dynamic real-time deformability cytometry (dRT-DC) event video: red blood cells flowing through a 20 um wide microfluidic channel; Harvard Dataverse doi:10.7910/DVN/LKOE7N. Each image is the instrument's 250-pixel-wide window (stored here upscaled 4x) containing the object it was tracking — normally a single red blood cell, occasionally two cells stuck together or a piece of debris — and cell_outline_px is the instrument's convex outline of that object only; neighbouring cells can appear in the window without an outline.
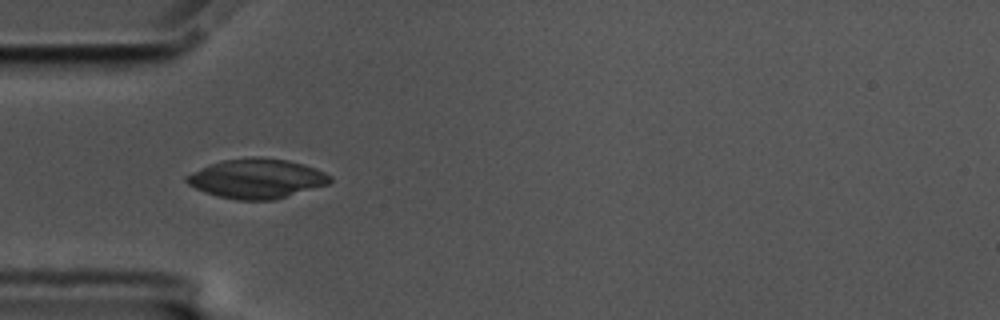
{"species": "common noctule bat (a hibernating species)", "species_latin": "Nyctalus noctula", "temperature_condition": "cold", "stored_images_in_passage": 41, "camera_frame_rate_fps": 3000, "um_per_image_px": 0.085, "animal": {"sex": "male", "body_mass_g": 17.5, "forearm_length_mm": 52.3}, "frame": {"image": 1, "passage_image": 1, "time_ms": 0.0, "image_size_px": [1000, 320], "cell_outline_px": [[332, 180], [328, 184], [276, 200], [236, 200], [216, 196], [204, 192], [188, 184], [184, 180], [184, 176], [192, 172], [220, 160], [252, 156], [256, 156], [288, 160], [304, 164], [316, 168], [332, 176]], "centroid_in_image_um": [21.82, 15.18], "position_along_channel_um": 63.2, "area_um2": 33.41}}
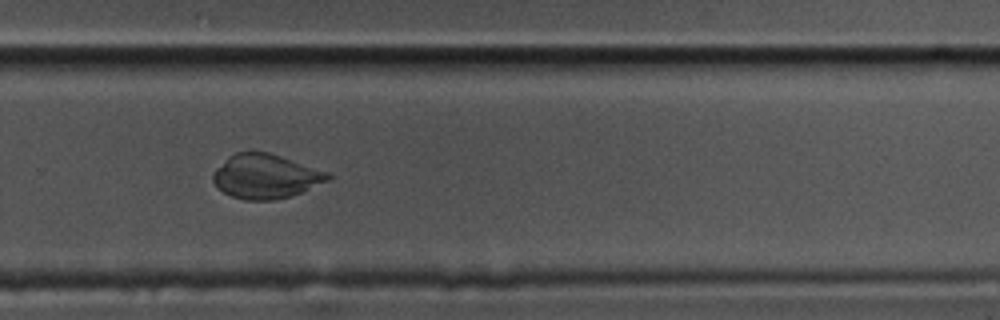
{"frame": {"image": 2, "passage_image": 22, "time_ms": 7.0, "image_size_px": [1000, 320], "cell_outline_px": [[332, 180], [292, 196], [276, 200], [244, 200], [232, 196], [216, 188], [212, 180], [212, 172], [228, 156], [236, 152], [268, 152], [328, 172], [332, 176]], "centroid_in_image_um": [22.57, 15.0], "position_along_channel_um": 307.2, "area_um2": 29.88}}
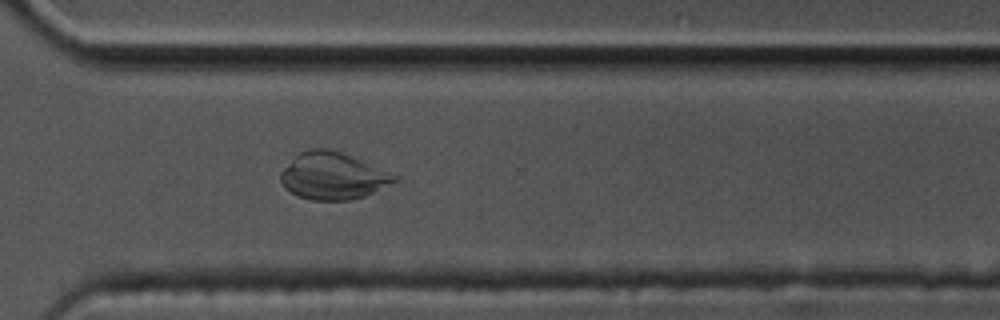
{"frame": {"image": 3, "passage_image": 25, "time_ms": 8.0, "image_size_px": [1000, 320], "cell_outline_px": [[400, 180], [364, 196], [348, 200], [312, 200], [296, 196], [284, 188], [280, 180], [280, 172], [300, 152], [308, 148], [328, 148], [340, 152], [400, 176]], "centroid_in_image_um": [28.28, 14.96], "position_along_channel_um": 342.3, "area_um2": 31.1}}